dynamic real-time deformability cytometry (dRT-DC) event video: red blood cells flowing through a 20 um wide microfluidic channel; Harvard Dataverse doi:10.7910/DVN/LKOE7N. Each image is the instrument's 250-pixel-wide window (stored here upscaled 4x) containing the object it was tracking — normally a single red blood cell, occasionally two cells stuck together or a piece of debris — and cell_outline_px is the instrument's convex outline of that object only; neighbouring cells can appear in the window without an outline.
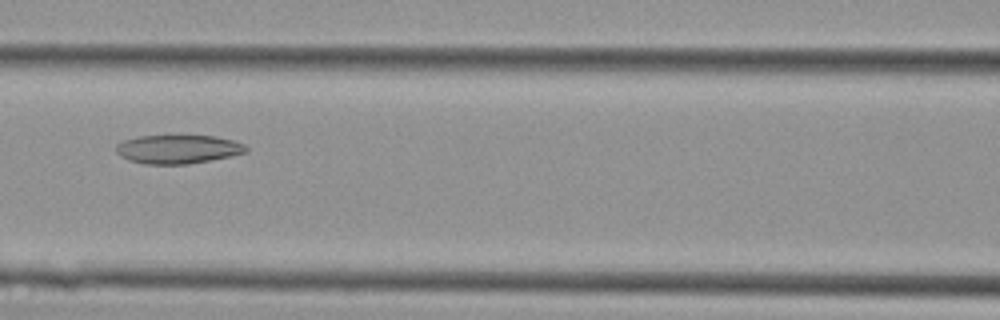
{"species": "Egyptian fruit bat (a non-hibernating species)", "species_latin": "Rousettus aegyptiacus", "temperature_condition": "cold", "stored_images_in_passage": 29, "camera_frame_rate_fps": 3000, "um_per_image_px": 0.085, "animal": {"sex": "female"}, "frame": {"image": 1, "passage_image": 8, "time_ms": 2.333, "image_size_px": [1000, 320], "cell_outline_px": [[248, 152], [188, 164], [144, 164], [128, 160], [120, 156], [116, 152], [116, 144], [124, 140], [140, 136], [216, 136], [232, 140], [244, 144], [248, 148]], "centroid_in_image_um": [15.1, 12.68], "position_along_channel_um": 151.5, "area_um2": 21.62}}
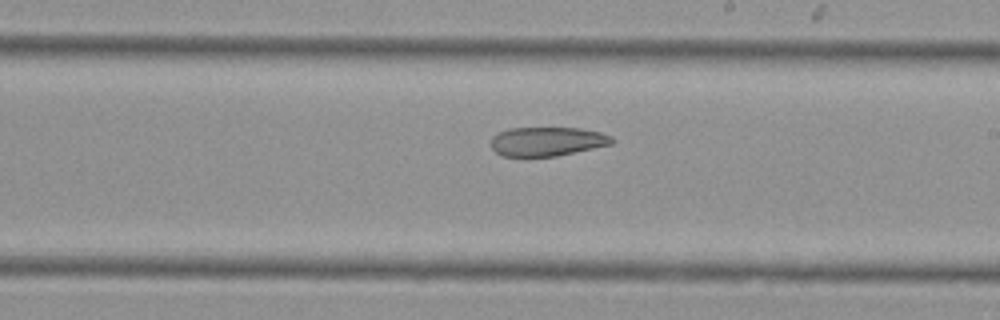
{"frame": {"image": 2, "passage_image": 14, "time_ms": 4.333, "image_size_px": [1000, 320], "cell_outline_px": [[616, 140], [612, 144], [556, 156], [500, 156], [492, 148], [492, 136], [508, 128], [580, 128], [600, 132], [612, 136]], "centroid_in_image_um": [46.52, 12.02], "position_along_channel_um": 242.5, "area_um2": 20.46}}
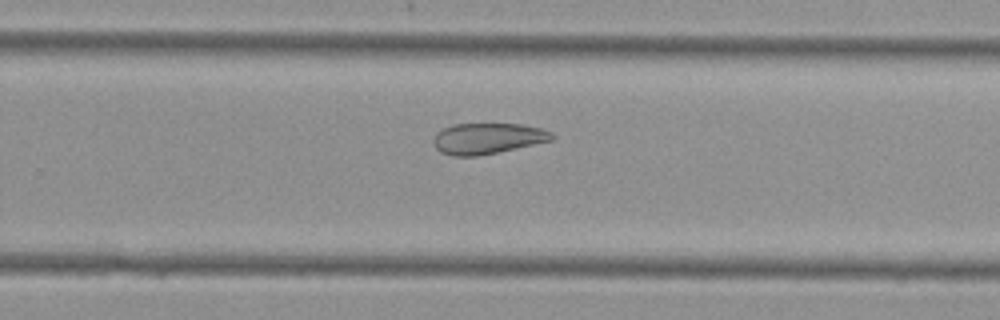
{"frame": {"image": 3, "passage_image": 17, "time_ms": 5.333, "image_size_px": [1000, 320], "cell_outline_px": [[556, 136], [552, 140], [496, 152], [476, 156], [452, 156], [440, 152], [436, 148], [432, 140], [436, 132], [452, 124], [520, 124], [540, 128], [552, 132]], "centroid_in_image_um": [41.41, 11.76], "position_along_channel_um": 288.4, "area_um2": 21.21}}